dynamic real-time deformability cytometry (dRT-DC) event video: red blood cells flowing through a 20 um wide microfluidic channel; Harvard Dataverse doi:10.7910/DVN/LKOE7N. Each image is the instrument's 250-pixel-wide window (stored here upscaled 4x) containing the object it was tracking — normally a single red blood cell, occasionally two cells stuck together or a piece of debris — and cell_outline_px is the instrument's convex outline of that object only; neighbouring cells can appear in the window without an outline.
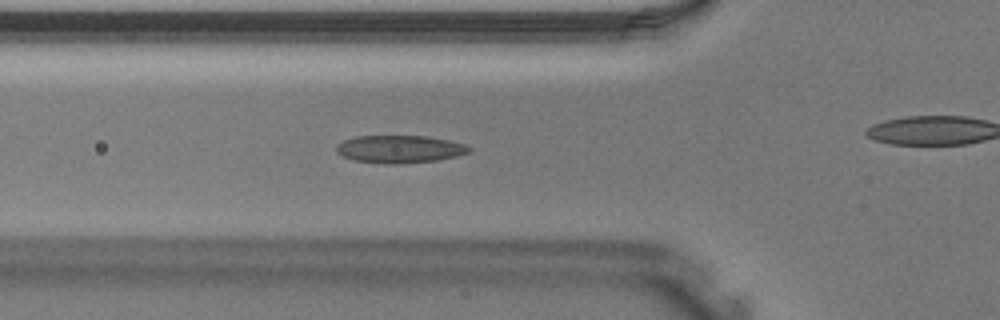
{"species": "Egyptian fruit bat (a non-hibernating species)", "species_latin": "Rousettus aegyptiacus", "temperature_condition": "warm", "stored_images_in_passage": 19, "camera_frame_rate_fps": 3000, "um_per_image_px": 0.085, "animal": {"sex": "male"}, "frame": {"image": 1, "passage_image": 2, "time_ms": 0.333, "image_size_px": [1000, 320], "cell_outline_px": [[472, 148], [468, 152], [456, 156], [436, 160], [392, 164], [388, 164], [356, 160], [344, 156], [336, 152], [336, 144], [344, 140], [356, 136], [428, 136], [448, 140], [464, 144]], "centroid_in_image_um": [33.96, 12.66], "position_along_channel_um": 91.8, "area_um2": 21.1}}
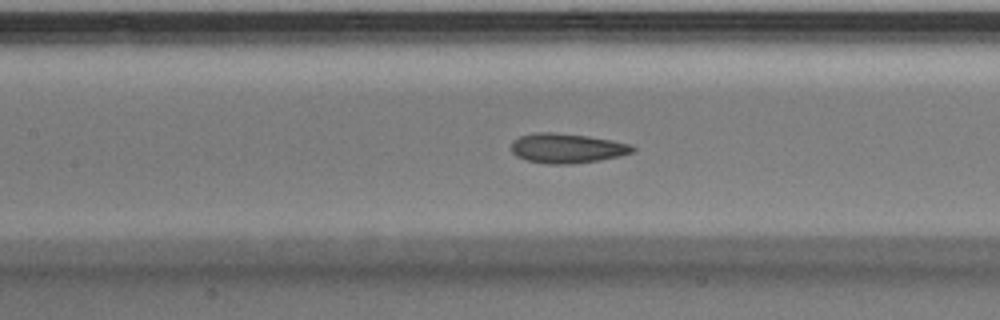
{"frame": {"image": 2, "passage_image": 6, "time_ms": 1.667, "image_size_px": [1000, 320], "cell_outline_px": [[636, 148], [632, 152], [620, 156], [600, 160], [572, 164], [548, 164], [528, 160], [516, 156], [512, 152], [512, 140], [520, 136], [536, 132], [552, 132], [584, 136], [612, 140], [632, 144]], "centroid_in_image_um": [48.2, 12.6], "position_along_channel_um": 159.2, "area_um2": 20.92}}
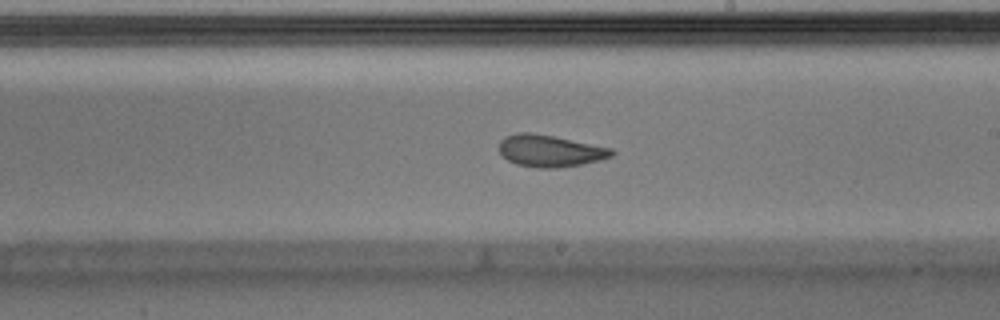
{"frame": {"image": 3, "passage_image": 11, "time_ms": 3.333, "image_size_px": [1000, 320], "cell_outline_px": [[616, 152], [612, 156], [600, 160], [580, 164], [556, 168], [540, 168], [516, 164], [508, 160], [500, 152], [500, 140], [504, 136], [520, 132], [528, 132], [552, 136], [612, 148]], "centroid_in_image_um": [46.75, 12.82], "position_along_channel_um": 242.3, "area_um2": 20.69}}